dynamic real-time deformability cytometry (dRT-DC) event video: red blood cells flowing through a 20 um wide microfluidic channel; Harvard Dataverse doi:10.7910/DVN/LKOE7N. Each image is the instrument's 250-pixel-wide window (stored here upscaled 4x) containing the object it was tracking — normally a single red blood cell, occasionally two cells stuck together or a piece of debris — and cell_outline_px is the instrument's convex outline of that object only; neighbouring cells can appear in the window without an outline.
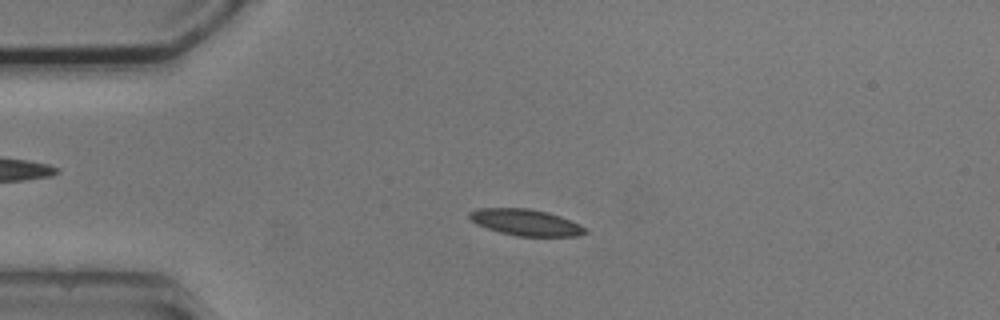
{"species": "common noctule bat (a hibernating species)", "species_latin": "Nyctalus noctula", "temperature_condition": "cold", "stored_images_in_passage": 4, "camera_frame_rate_fps": 3000, "um_per_image_px": 0.085, "animal": {"sex": "male", "body_mass_g": 20.5, "forearm_length_mm": 52.5}, "frame": {"image": 1, "passage_image": 3, "time_ms": 2.333, "image_size_px": [1000, 320], "cell_outline_px": [[588, 232], [580, 236], [516, 236], [500, 232], [476, 224], [468, 216], [468, 212], [476, 208], [528, 208], [548, 212], [560, 216], [580, 224]], "centroid_in_image_um": [44.68, 18.9], "position_along_channel_um": 40.3, "area_um2": 17.8}}